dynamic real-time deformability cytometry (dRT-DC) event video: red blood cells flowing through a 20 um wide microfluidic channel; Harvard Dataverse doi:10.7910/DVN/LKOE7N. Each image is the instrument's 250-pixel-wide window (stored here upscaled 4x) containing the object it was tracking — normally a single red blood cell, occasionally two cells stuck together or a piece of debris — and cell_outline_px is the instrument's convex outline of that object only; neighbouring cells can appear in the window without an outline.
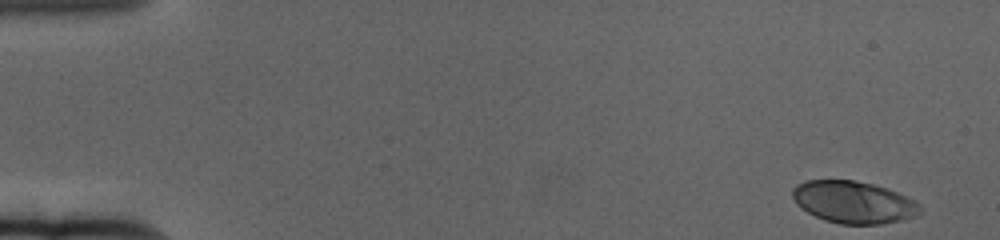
{"species": "human", "species_latin": "Homo sapiens", "temperature_condition": "cold", "stored_images_in_passage": 59, "camera_frame_rate_fps": 3000, "um_per_image_px": 0.085, "donor": {"sex": "female"}, "frame": {"image": 1, "passage_image": 1, "time_ms": 0.0, "image_size_px": [1000, 240], "cell_outline_px": [[924, 212], [916, 216], [904, 220], [880, 224], [840, 224], [824, 220], [808, 212], [796, 204], [792, 196], [792, 188], [796, 184], [804, 180], [856, 180], [872, 184], [896, 192], [916, 200], [920, 204]], "centroid_in_image_um": [72.57, 17.19], "position_along_channel_um": 12.4, "area_um2": 31.62}}
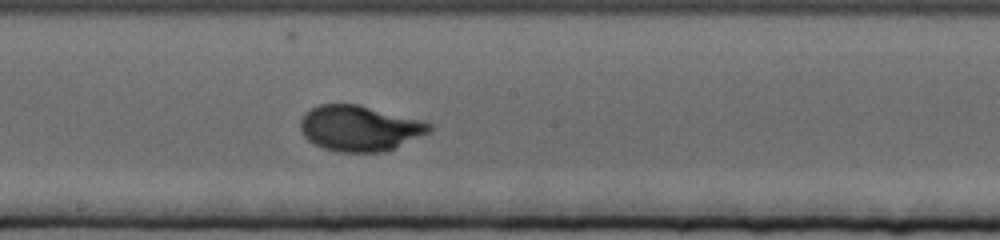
{"frame": {"image": 2, "passage_image": 32, "time_ms": 10.333, "image_size_px": [1000, 240], "cell_outline_px": [[432, 128], [428, 132], [384, 152], [336, 152], [324, 148], [308, 140], [304, 136], [300, 128], [300, 120], [304, 112], [320, 104], [356, 104], [424, 120], [432, 124]], "centroid_in_image_um": [30.53, 10.89], "position_along_channel_um": 217.7, "area_um2": 34.1}}
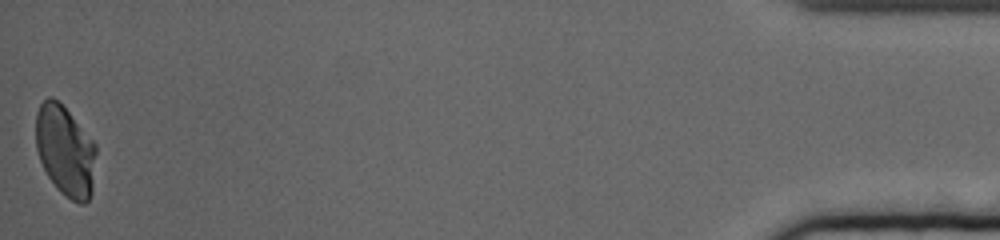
{"frame": {"image": 3, "passage_image": 59, "time_ms": 19.333, "image_size_px": [1000, 240], "cell_outline_px": [[96, 152], [92, 192], [88, 200], [84, 204], [80, 204], [72, 200], [60, 192], [48, 176], [40, 160], [36, 148], [36, 112], [40, 104], [48, 96], [52, 96], [68, 112], [96, 144]], "centroid_in_image_um": [5.54, 12.83], "position_along_channel_um": 429.7, "area_um2": 31.56}, "authors_computed_cell_mechanics": {"area_um2": 32.2524, "velocity_mm_per_s": 3.3221, "shape_relaxation_time_tau1_ms": 3.386, "shape_relaxation_time_tau2_ms": null, "deformation_change_tau1": 0.1778, "deformation_change_tau2": null}}